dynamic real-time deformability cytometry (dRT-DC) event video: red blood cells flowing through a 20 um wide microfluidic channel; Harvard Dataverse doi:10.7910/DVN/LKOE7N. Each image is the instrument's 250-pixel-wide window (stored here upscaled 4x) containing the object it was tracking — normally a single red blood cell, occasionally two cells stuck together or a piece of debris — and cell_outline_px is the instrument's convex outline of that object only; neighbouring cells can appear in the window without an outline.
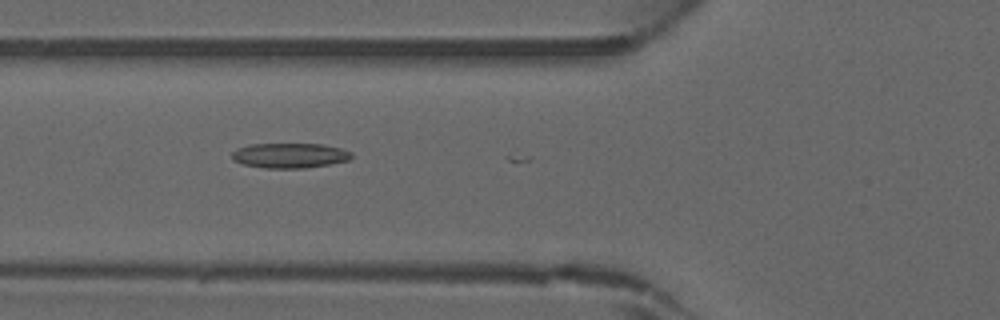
{"species": "common noctule bat (a hibernating species)", "species_latin": "Nyctalus noctula", "temperature_condition": "warm", "stored_images_in_passage": 11, "camera_frame_rate_fps": 3000, "um_per_image_px": 0.085, "animal": {"sex": "male", "forearm_length_mm": 52.5}, "frame": {"image": 1, "passage_image": 10, "time_ms": 3.0, "image_size_px": [1000, 320], "cell_outline_px": [[352, 156], [348, 160], [308, 168], [264, 168], [244, 164], [232, 160], [232, 152], [236, 148], [248, 144], [324, 144], [340, 148], [352, 152]], "centroid_in_image_um": [24.6, 13.21], "position_along_channel_um": 101.2, "area_um2": 17.46}}